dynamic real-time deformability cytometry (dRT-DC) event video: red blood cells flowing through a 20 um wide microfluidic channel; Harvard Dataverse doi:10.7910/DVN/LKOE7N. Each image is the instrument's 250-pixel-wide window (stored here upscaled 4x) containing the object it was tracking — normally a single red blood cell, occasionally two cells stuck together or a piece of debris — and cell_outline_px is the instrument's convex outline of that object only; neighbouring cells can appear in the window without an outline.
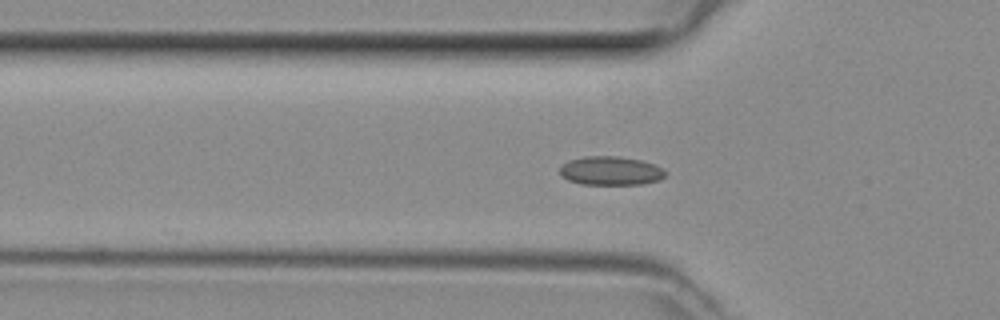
{"species": "common noctule bat (a hibernating species)", "species_latin": "Nyctalus noctula", "temperature_condition": "room temperature", "stored_images_in_passage": 31, "camera_frame_rate_fps": 3000, "um_per_image_px": 0.085, "animal": {"sex": "female", "body_mass_g": 29.2, "forearm_length_mm": 56.3}, "frame": {"image": 1, "passage_image": 3, "time_ms": 0.667, "image_size_px": [1000, 320], "cell_outline_px": [[668, 172], [660, 180], [640, 184], [580, 184], [568, 180], [560, 176], [560, 168], [568, 160], [584, 156], [616, 156], [640, 160], [664, 168]], "centroid_in_image_um": [51.9, 14.52], "position_along_channel_um": 73.9, "area_um2": 17.74}}
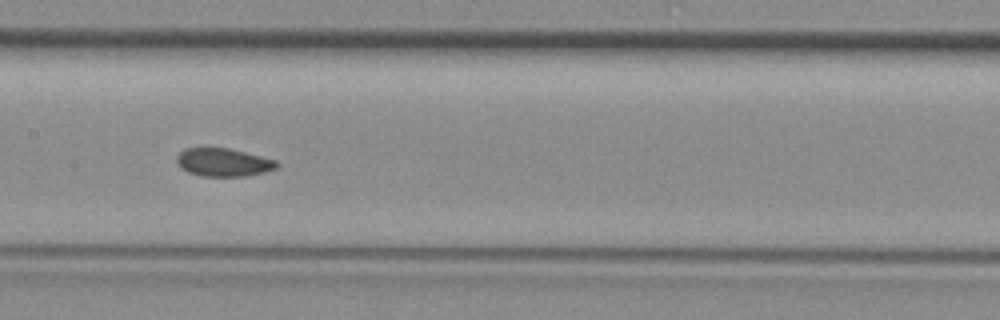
{"frame": {"image": 2, "passage_image": 11, "time_ms": 3.333, "image_size_px": [1000, 320], "cell_outline_px": [[280, 164], [276, 168], [264, 172], [244, 176], [200, 176], [188, 172], [180, 168], [176, 160], [176, 156], [184, 148], [204, 144], [228, 148], [276, 160]], "centroid_in_image_um": [18.9, 13.75], "position_along_channel_um": 188.5, "area_um2": 16.99}}
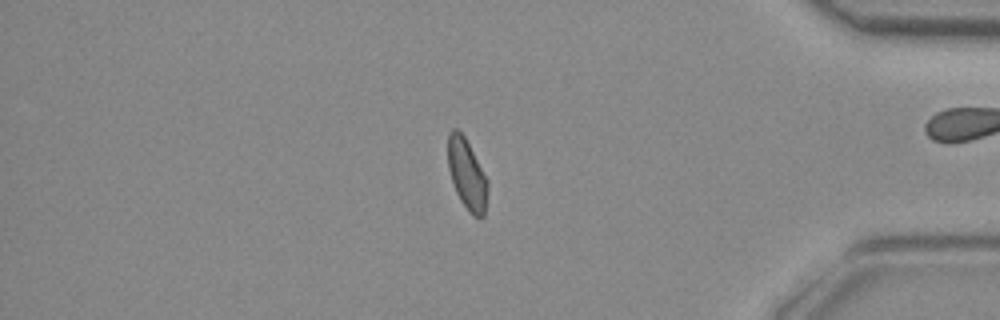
{"frame": {"image": 3, "passage_image": 28, "time_ms": 9.0, "image_size_px": [1000, 320], "cell_outline_px": [[488, 188], [484, 216], [480, 220], [472, 216], [468, 212], [460, 200], [456, 192], [448, 168], [448, 132], [452, 128], [456, 128], [464, 136], [488, 180]], "centroid_in_image_um": [39.69, 14.86], "position_along_channel_um": 395.5, "area_um2": 16.42}}